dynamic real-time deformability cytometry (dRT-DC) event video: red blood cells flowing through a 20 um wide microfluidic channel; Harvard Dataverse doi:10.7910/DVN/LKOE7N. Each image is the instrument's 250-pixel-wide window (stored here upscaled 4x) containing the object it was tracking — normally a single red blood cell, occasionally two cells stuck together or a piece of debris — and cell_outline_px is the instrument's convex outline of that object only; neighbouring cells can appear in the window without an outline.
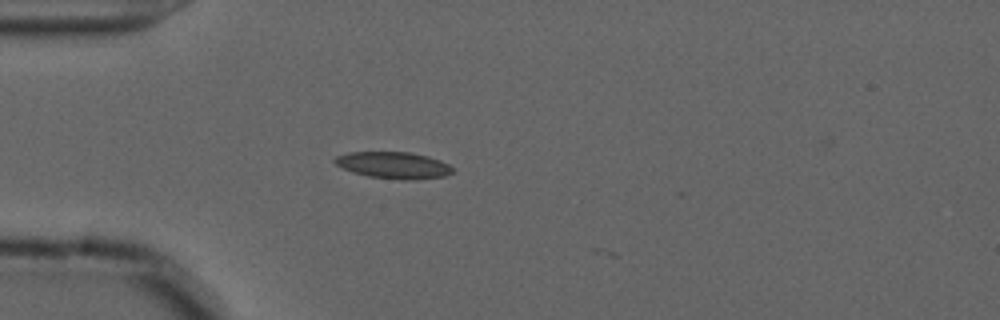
{"species": "common noctule bat (a hibernating species)", "species_latin": "Nyctalus noctula", "temperature_condition": "cold", "stored_images_in_passage": 4, "camera_frame_rate_fps": 3000, "um_per_image_px": 0.085, "animal": {"sex": "male", "forearm_length_mm": 52.5}, "frame": {"image": 1, "passage_image": 2, "time_ms": 0.333, "image_size_px": [1000, 320], "cell_outline_px": [[456, 168], [452, 172], [444, 176], [412, 180], [404, 180], [368, 176], [352, 172], [336, 164], [332, 160], [336, 156], [348, 152], [408, 152], [428, 156], [440, 160]], "centroid_in_image_um": [33.46, 14.04], "position_along_channel_um": 51.5, "area_um2": 18.32}}